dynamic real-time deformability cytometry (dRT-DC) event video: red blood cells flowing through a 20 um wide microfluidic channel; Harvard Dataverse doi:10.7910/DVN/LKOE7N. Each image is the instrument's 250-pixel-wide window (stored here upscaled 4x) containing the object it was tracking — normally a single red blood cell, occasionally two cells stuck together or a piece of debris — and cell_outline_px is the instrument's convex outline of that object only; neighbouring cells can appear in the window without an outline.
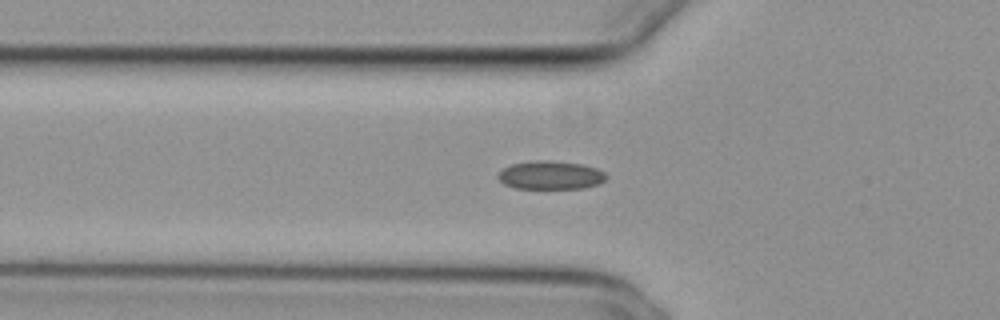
{"species": "common noctule bat (a hibernating species)", "species_latin": "Nyctalus noctula", "temperature_condition": "cold", "stored_images_in_passage": 35, "camera_frame_rate_fps": 3000, "um_per_image_px": 0.085, "animal": {"sex": "female", "body_mass_g": 29.2, "forearm_length_mm": 56.3}, "frame": {"image": 1, "passage_image": 5, "time_ms": 1.333, "image_size_px": [1000, 320], "cell_outline_px": [[608, 176], [600, 184], [584, 188], [516, 188], [504, 184], [496, 176], [504, 168], [512, 164], [536, 160], [544, 160], [580, 164], [596, 168], [604, 172]], "centroid_in_image_um": [46.81, 14.89], "position_along_channel_um": 79.0, "area_um2": 17.74}}
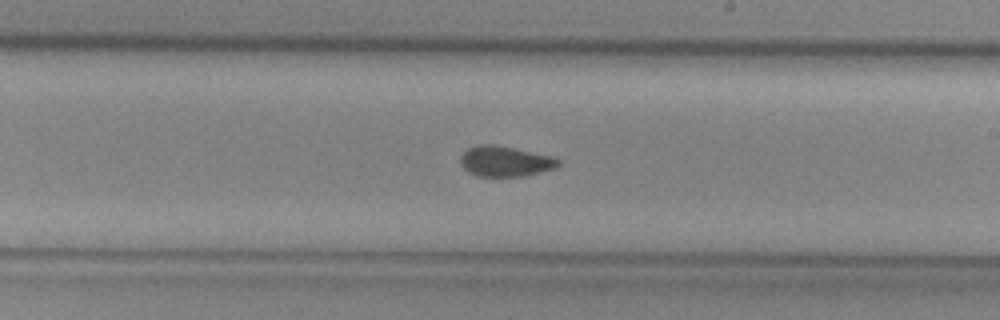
{"frame": {"image": 2, "passage_image": 18, "time_ms": 5.667, "image_size_px": [1000, 320], "cell_outline_px": [[560, 164], [556, 168], [524, 176], [476, 176], [468, 172], [460, 164], [460, 156], [468, 148], [480, 144], [492, 144], [552, 156], [560, 160]], "centroid_in_image_um": [42.92, 13.72], "position_along_channel_um": 246.1, "area_um2": 17.28}}
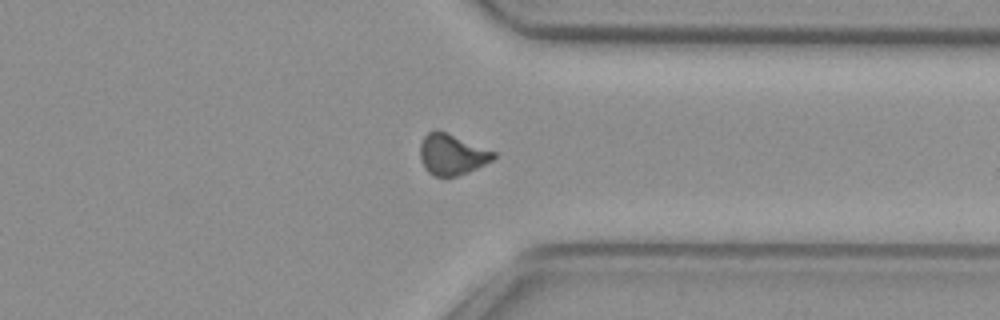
{"frame": {"image": 3, "passage_image": 28, "time_ms": 9.0, "image_size_px": [1000, 320], "cell_outline_px": [[496, 156], [492, 160], [468, 172], [456, 176], [436, 176], [428, 172], [424, 168], [420, 160], [420, 144], [424, 136], [428, 132], [436, 128], [496, 152]], "centroid_in_image_um": [38.38, 13.11], "position_along_channel_um": 373.0, "area_um2": 17.46}, "authors_computed_cell_mechanics": {"area_um2": 17.5712, "velocity_mm_per_s": 3.8506, "shape_relaxation_time_tau1_ms": null, "shape_relaxation_time_tau2_ms": 2.7923, "deformation_change_tau1": null, "deformation_change_tau2": 0.069}}